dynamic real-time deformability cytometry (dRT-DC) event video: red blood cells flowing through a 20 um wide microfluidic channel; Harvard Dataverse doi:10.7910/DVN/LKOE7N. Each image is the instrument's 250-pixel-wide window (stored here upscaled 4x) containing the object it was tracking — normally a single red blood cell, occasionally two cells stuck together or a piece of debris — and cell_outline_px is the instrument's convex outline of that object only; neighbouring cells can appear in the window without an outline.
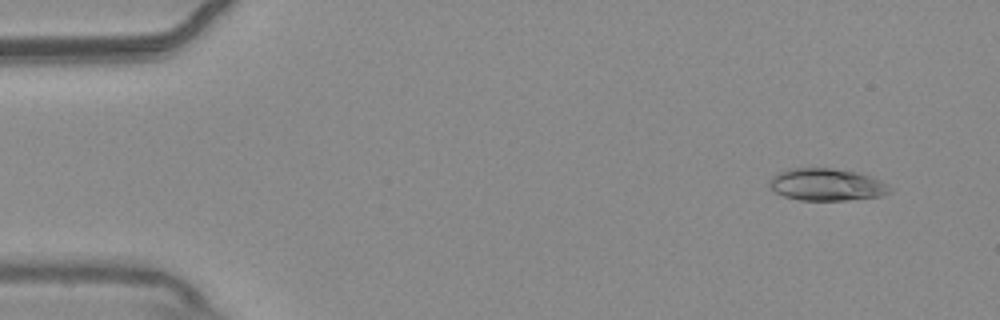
{"species": "common noctule bat (a hibernating species)", "species_latin": "Nyctalus noctula", "temperature_condition": "warm", "stored_images_in_passage": 54, "camera_frame_rate_fps": 3000, "um_per_image_px": 0.085, "animal": {"sex": "male", "body_mass_g": 20.4}, "frame": {"image": 1, "passage_image": 4, "time_ms": 1.0, "image_size_px": [1000, 320], "cell_outline_px": [[896, 188], [892, 192], [880, 196], [848, 200], [800, 200], [784, 196], [776, 192], [768, 184], [768, 180], [772, 176], [780, 172], [792, 168], [832, 168], [860, 172], [872, 176]], "centroid_in_image_um": [70.33, 15.69], "position_along_channel_um": 14.7, "area_um2": 22.89}}
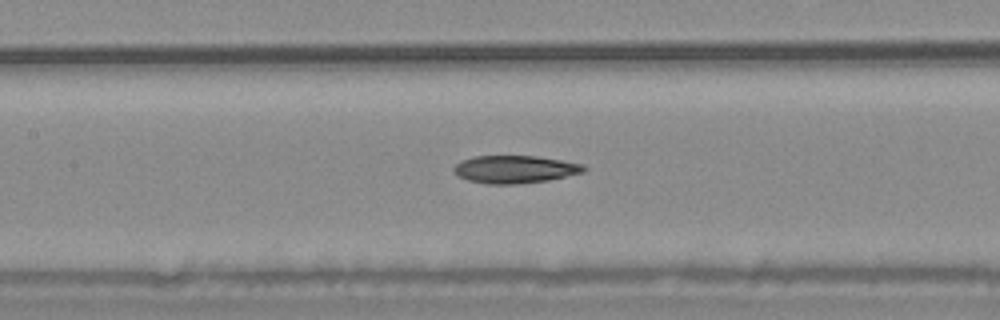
{"frame": {"image": 2, "passage_image": 25, "time_ms": 8.0, "image_size_px": [1000, 320], "cell_outline_px": [[588, 168], [584, 172], [548, 180], [516, 184], [488, 184], [468, 180], [460, 176], [452, 168], [456, 164], [464, 160], [476, 156], [536, 156], [584, 164]], "centroid_in_image_um": [43.81, 14.39], "position_along_channel_um": 163.6, "area_um2": 20.75}}
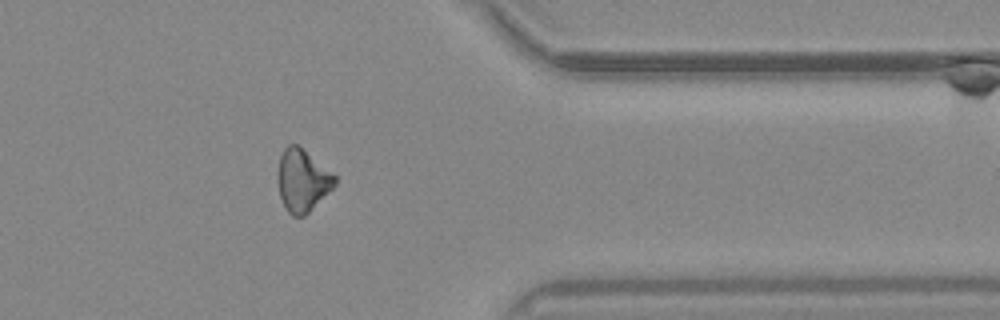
{"frame": {"image": 3, "passage_image": 44, "time_ms": 14.333, "image_size_px": [1000, 320], "cell_outline_px": [[336, 184], [304, 216], [292, 216], [284, 208], [280, 196], [276, 180], [276, 172], [280, 156], [284, 148], [288, 144], [296, 144], [336, 176]], "centroid_in_image_um": [25.65, 15.34], "position_along_channel_um": 385.8, "area_um2": 20.58}}